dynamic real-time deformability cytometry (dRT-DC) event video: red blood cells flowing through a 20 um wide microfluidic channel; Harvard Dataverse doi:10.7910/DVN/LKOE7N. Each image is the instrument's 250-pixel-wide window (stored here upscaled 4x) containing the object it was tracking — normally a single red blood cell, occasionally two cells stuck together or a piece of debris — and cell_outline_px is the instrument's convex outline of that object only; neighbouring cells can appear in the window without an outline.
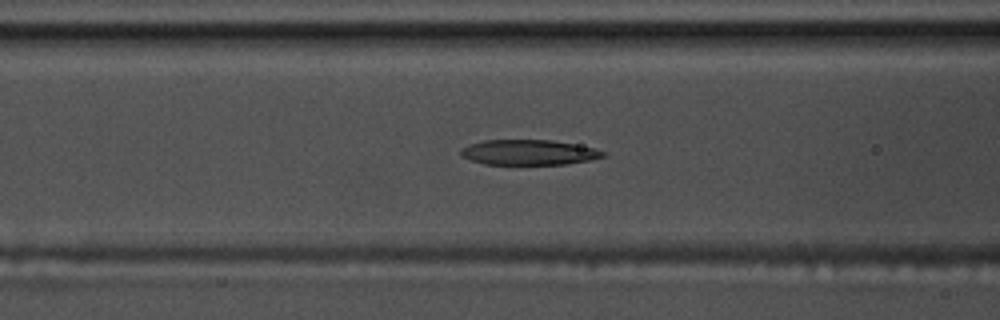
{"species": "common noctule bat (a hibernating species)", "species_latin": "Nyctalus noctula", "temperature_condition": "warm", "stored_images_in_passage": 49, "camera_frame_rate_fps": 3000, "um_per_image_px": 0.085, "animal": {"sex": "male", "body_mass_g": 17.5, "forearm_length_mm": 52.3}, "frame": {"image": 1, "passage_image": 15, "time_ms": 4.667, "image_size_px": [1000, 320], "cell_outline_px": [[608, 156], [588, 160], [564, 164], [484, 164], [472, 160], [464, 156], [460, 152], [460, 148], [484, 140], [552, 140], [592, 148], [608, 152]], "centroid_in_image_um": [44.97, 12.95], "position_along_channel_um": 121.6, "area_um2": 20.63}}
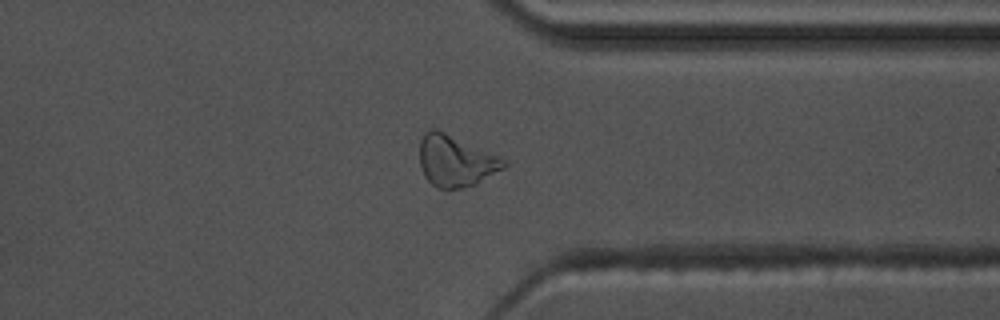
{"frame": {"image": 2, "passage_image": 36, "time_ms": 11.667, "image_size_px": [1000, 320], "cell_outline_px": [[508, 164], [504, 168], [476, 184], [460, 188], [436, 188], [424, 176], [420, 168], [420, 140], [424, 132], [432, 128], [436, 128], [500, 156], [508, 160]], "centroid_in_image_um": [38.73, 13.67], "position_along_channel_um": 372.7, "area_um2": 25.32}}
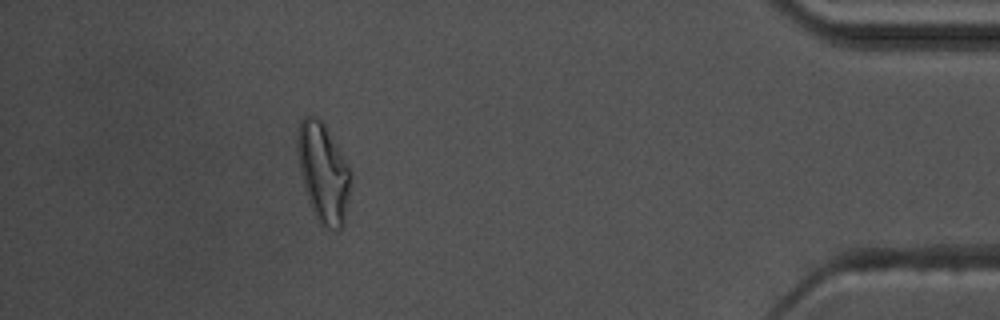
{"frame": {"image": 3, "passage_image": 43, "time_ms": 14.0, "image_size_px": [1000, 320], "cell_outline_px": [[352, 176], [344, 224], [340, 228], [328, 228], [320, 224], [308, 200], [304, 188], [300, 172], [296, 152], [296, 136], [300, 120], [304, 116], [312, 112], [324, 124], [348, 168]], "centroid_in_image_um": [27.43, 14.63], "position_along_channel_um": 407.8, "area_um2": 30.58}, "authors_computed_cell_mechanics": {"area_um2": 22.5998, "velocity_mm_per_s": 3.6205, "shape_relaxation_time_tau1_ms": 7.0181, "shape_relaxation_time_tau2_ms": 2.1363, "deformation_change_tau1": 0.2395, "deformation_change_tau2": 0.1016}}